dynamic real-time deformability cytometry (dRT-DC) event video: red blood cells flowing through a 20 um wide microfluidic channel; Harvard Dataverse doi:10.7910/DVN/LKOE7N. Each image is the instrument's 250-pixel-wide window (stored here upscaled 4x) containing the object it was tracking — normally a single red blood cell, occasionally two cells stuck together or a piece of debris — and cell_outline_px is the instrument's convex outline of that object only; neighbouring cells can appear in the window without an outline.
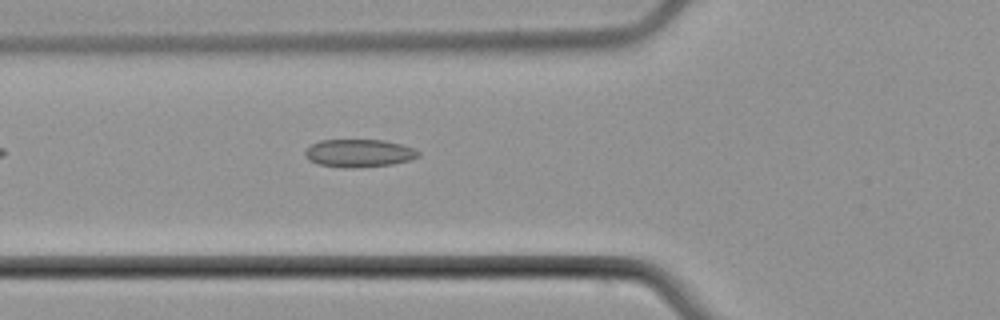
{"species": "common noctule bat (a hibernating species)", "species_latin": "Nyctalus noctula", "temperature_condition": "cold", "stored_images_in_passage": 7, "camera_frame_rate_fps": 3000, "um_per_image_px": 0.085, "animal": {"sex": "male", "body_mass_g": 21.5, "forearm_length_mm": 52.0}, "frame": {"image": 1, "passage_image": 7, "time_ms": 8.0, "image_size_px": [1000, 320], "cell_outline_px": [[420, 156], [408, 160], [392, 164], [352, 168], [344, 168], [316, 164], [308, 160], [304, 156], [304, 152], [312, 144], [320, 140], [384, 140], [416, 148], [420, 152]], "centroid_in_image_um": [30.5, 13.02], "position_along_channel_um": 95.3, "area_um2": 18.5}}